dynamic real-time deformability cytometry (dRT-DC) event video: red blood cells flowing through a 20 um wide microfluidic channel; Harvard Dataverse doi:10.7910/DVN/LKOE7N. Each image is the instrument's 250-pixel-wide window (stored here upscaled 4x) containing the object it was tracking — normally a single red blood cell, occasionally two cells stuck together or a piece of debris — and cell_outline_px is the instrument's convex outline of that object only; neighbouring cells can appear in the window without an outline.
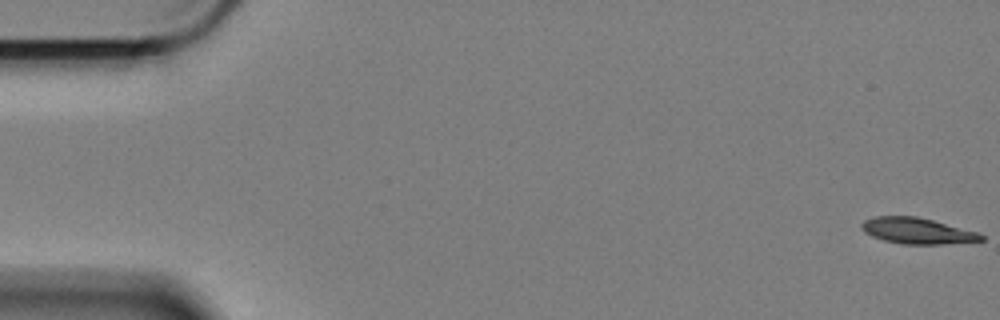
{"species": "Egyptian fruit bat (a non-hibernating species)", "species_latin": "Rousettus aegyptiacus", "temperature_condition": "cold", "stored_images_in_passage": 59, "camera_frame_rate_fps": 3000, "um_per_image_px": 0.085, "animal": {"sex": "female"}, "frame": {"image": 1, "passage_image": 1, "time_ms": 0.0, "image_size_px": [1000, 320], "cell_outline_px": [[984, 240], [944, 244], [900, 244], [884, 240], [872, 236], [864, 232], [860, 228], [860, 224], [864, 220], [876, 216], [916, 216], [980, 232], [984, 236]], "centroid_in_image_um": [77.96, 19.62], "position_along_channel_um": 7.0, "area_um2": 18.21}}
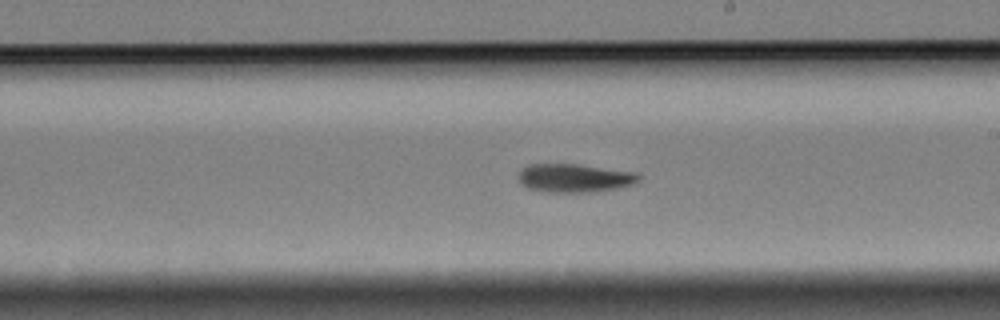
{"frame": {"image": 2, "passage_image": 34, "time_ms": 11.0, "image_size_px": [1000, 320], "cell_outline_px": [[640, 180], [632, 184], [616, 188], [592, 192], [548, 192], [528, 188], [520, 184], [520, 172], [524, 168], [532, 164], [576, 164], [640, 172]], "centroid_in_image_um": [48.89, 15.13], "position_along_channel_um": 240.1, "area_um2": 19.88}}
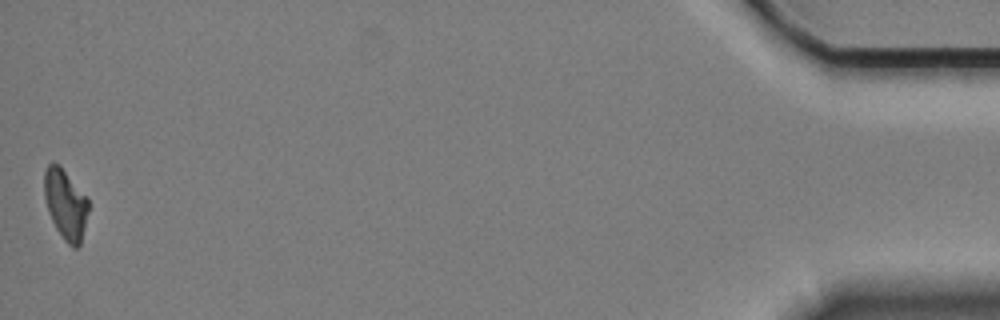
{"frame": {"image": 3, "passage_image": 59, "time_ms": 19.333, "image_size_px": [1000, 320], "cell_outline_px": [[88, 212], [80, 244], [76, 248], [72, 248], [64, 240], [56, 228], [48, 212], [44, 196], [44, 172], [48, 164], [60, 164], [88, 196]], "centroid_in_image_um": [5.58, 17.33], "position_along_channel_um": 429.6, "area_um2": 18.21}, "authors_computed_cell_mechanics": {"area_um2": 19.3052, "velocity_mm_per_s": 3.3795, "shape_relaxation_time_tau1_ms": 7.8959, "shape_relaxation_time_tau2_ms": null, "deformation_change_tau1": 0.17, "deformation_change_tau2": null}}